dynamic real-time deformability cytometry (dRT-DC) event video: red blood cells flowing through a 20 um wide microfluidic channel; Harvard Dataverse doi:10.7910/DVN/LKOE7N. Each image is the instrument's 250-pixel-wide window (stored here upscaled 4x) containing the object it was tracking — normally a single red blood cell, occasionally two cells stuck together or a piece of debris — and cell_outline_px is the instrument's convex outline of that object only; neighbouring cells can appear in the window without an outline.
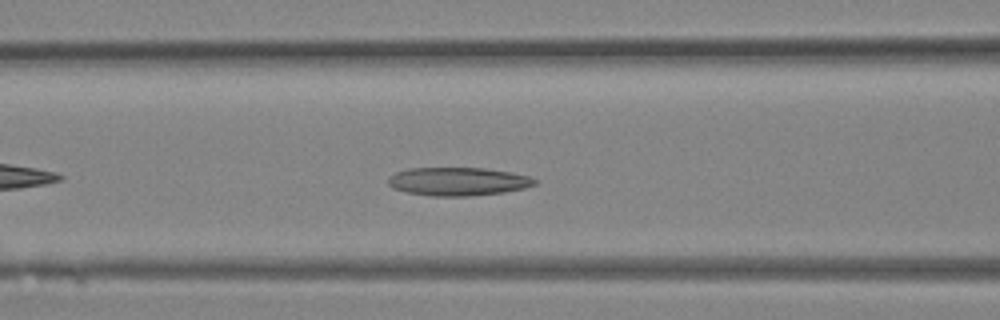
{"species": "Egyptian fruit bat (a non-hibernating species)", "species_latin": "Rousettus aegyptiacus", "temperature_condition": "room temperature", "stored_images_in_passage": 29, "camera_frame_rate_fps": 3000, "um_per_image_px": 0.085, "animal": {"sex": "female"}, "frame": {"image": 1, "passage_image": 10, "time_ms": 3.0, "image_size_px": [1000, 320], "cell_outline_px": [[536, 184], [524, 188], [504, 192], [472, 196], [432, 196], [408, 192], [392, 188], [388, 184], [388, 176], [396, 172], [408, 168], [484, 168], [508, 172], [528, 176], [536, 180]], "centroid_in_image_um": [38.89, 15.43], "position_along_channel_um": 127.7, "area_um2": 24.1}}
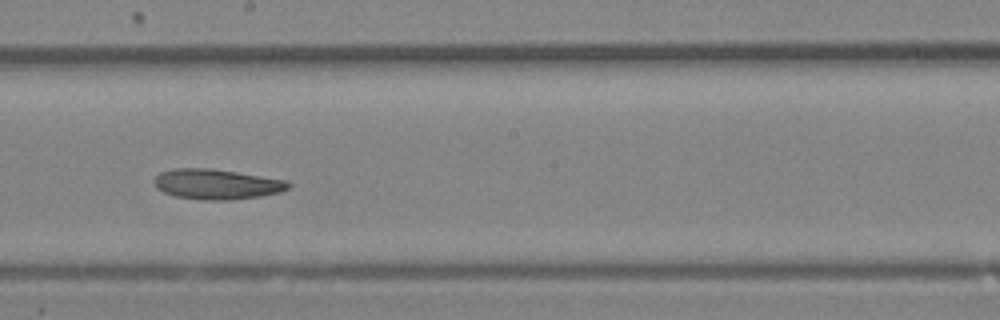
{"frame": {"image": 2, "passage_image": 15, "time_ms": 4.667, "image_size_px": [1000, 320], "cell_outline_px": [[292, 184], [288, 188], [280, 192], [260, 196], [228, 200], [200, 200], [176, 196], [164, 192], [156, 188], [152, 180], [160, 172], [172, 168], [212, 168], [284, 180]], "centroid_in_image_um": [18.36, 15.65], "position_along_channel_um": 229.8, "area_um2": 23.58}}
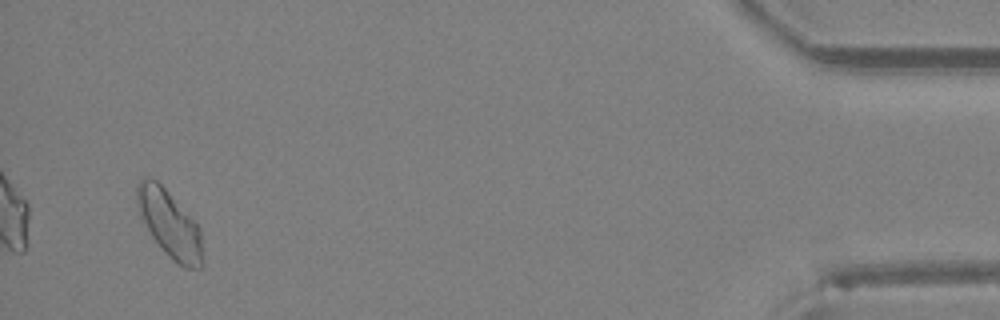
{"frame": {"image": 3, "passage_image": 28, "time_ms": 9.0, "image_size_px": [1000, 320], "cell_outline_px": [[204, 264], [200, 268], [184, 268], [176, 264], [168, 256], [152, 236], [140, 216], [136, 200], [136, 184], [144, 176], [148, 176], [156, 180], [168, 192], [200, 228]], "centroid_in_image_um": [14.41, 19.05], "position_along_channel_um": 420.8, "area_um2": 25.55}}